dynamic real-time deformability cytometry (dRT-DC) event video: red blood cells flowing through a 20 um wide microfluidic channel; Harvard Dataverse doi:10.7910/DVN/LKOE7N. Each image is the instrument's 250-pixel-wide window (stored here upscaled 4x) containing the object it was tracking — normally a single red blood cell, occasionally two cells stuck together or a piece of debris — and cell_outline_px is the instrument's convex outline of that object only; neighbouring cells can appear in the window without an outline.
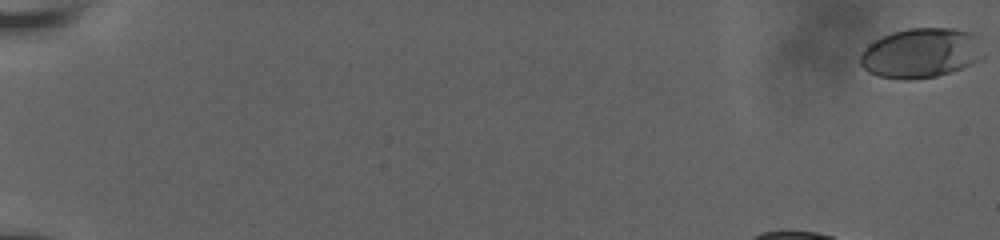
{"species": "human", "species_latin": "Homo sapiens", "temperature_condition": "room temperature", "stored_images_in_passage": 45, "camera_frame_rate_fps": 3000, "um_per_image_px": 0.085, "donor": {"sex": "male"}, "frame": {"image": 1, "passage_image": 1, "time_ms": 0.0, "image_size_px": [1000, 240], "cell_outline_px": [[984, 56], [980, 60], [960, 68], [936, 76], [908, 80], [904, 80], [880, 76], [868, 72], [860, 64], [860, 52], [868, 44], [892, 32], [908, 28], [952, 28], [968, 32], [980, 36]], "centroid_in_image_um": [78.29, 4.5], "position_along_channel_um": 6.7, "area_um2": 35.89}}
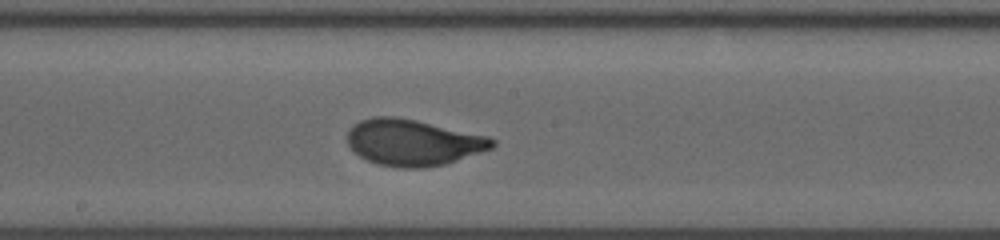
{"frame": {"image": 2, "passage_image": 30, "time_ms": 9.667, "image_size_px": [1000, 240], "cell_outline_px": [[496, 144], [492, 148], [444, 164], [420, 168], [396, 168], [376, 164], [360, 156], [348, 144], [348, 128], [352, 124], [360, 120], [372, 116], [396, 116], [416, 120], [488, 136], [496, 140]], "centroid_in_image_um": [35.08, 12.1], "position_along_channel_um": 213.1, "area_um2": 39.07}}
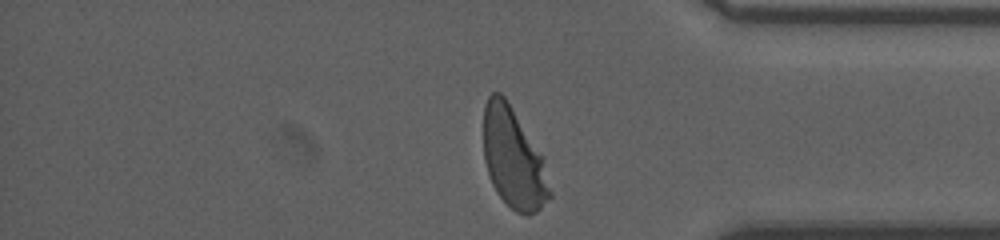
{"frame": {"image": 3, "passage_image": 45, "time_ms": 14.667, "image_size_px": [1000, 240], "cell_outline_px": [[552, 196], [536, 212], [528, 216], [524, 216], [516, 212], [496, 192], [492, 184], [484, 160], [484, 104], [488, 96], [492, 92], [500, 92], [504, 96], [544, 156], [552, 192]], "centroid_in_image_um": [43.67, 13.48], "position_along_channel_um": 391.5, "area_um2": 39.02}, "authors_computed_cell_mechanics": {"area_um2": 37.3966, "velocity_mm_per_s": 3.8012, "shape_relaxation_time_tau1_ms": 3.5356, "shape_relaxation_time_tau2_ms": null, "deformation_change_tau1": 0.1849, "deformation_change_tau2": null}}